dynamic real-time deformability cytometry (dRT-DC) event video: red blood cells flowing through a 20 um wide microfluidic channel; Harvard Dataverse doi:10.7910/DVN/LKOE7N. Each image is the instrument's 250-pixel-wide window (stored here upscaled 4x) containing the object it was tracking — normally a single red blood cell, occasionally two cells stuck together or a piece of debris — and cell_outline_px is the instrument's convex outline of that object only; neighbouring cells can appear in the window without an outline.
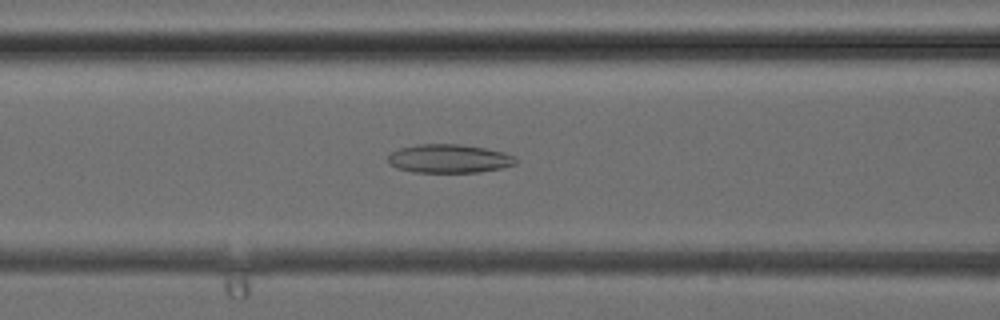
{"species": "common noctule bat (a hibernating species)", "species_latin": "Nyctalus noctula", "temperature_condition": "cold", "stored_images_in_passage": 38, "camera_frame_rate_fps": 3000, "um_per_image_px": 0.085, "animal": {"sex": "female", "body_mass_g": 24.6, "forearm_length_mm": 56.2}, "frame": {"image": 1, "passage_image": 16, "time_ms": 5.0, "image_size_px": [1000, 320], "cell_outline_px": [[516, 164], [500, 168], [480, 172], [412, 172], [396, 168], [388, 164], [388, 152], [400, 148], [416, 144], [460, 144], [484, 148], [504, 152], [516, 156]], "centroid_in_image_um": [38.13, 13.48], "position_along_channel_um": 128.5, "area_um2": 21.5}}
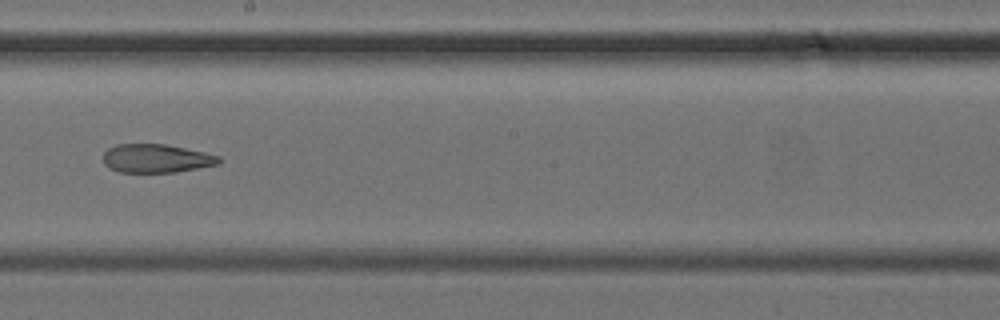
{"frame": {"image": 2, "passage_image": 22, "time_ms": 7.0, "image_size_px": [1000, 320], "cell_outline_px": [[220, 164], [176, 172], [120, 172], [108, 168], [104, 164], [104, 152], [108, 148], [116, 144], [164, 144], [204, 152], [220, 156]], "centroid_in_image_um": [13.27, 13.47], "position_along_channel_um": 234.9, "area_um2": 19.25}}
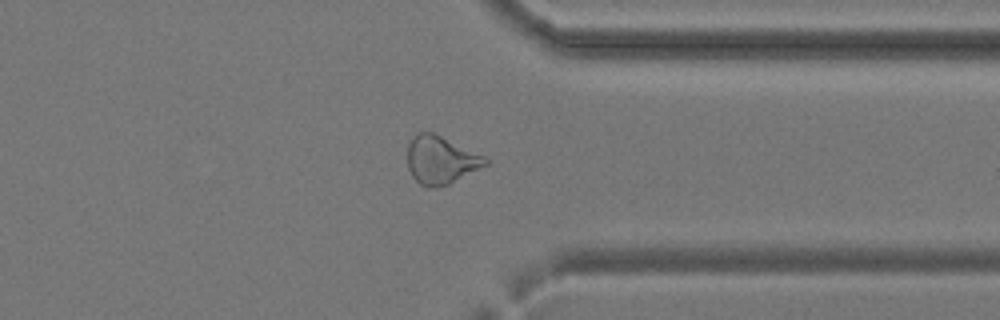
{"frame": {"image": 3, "passage_image": 30, "time_ms": 9.667, "image_size_px": [1000, 320], "cell_outline_px": [[488, 164], [448, 184], [436, 188], [420, 184], [412, 176], [408, 168], [408, 144], [412, 136], [420, 132], [432, 132], [484, 156], [488, 160]], "centroid_in_image_um": [37.44, 13.6], "position_along_channel_um": 374.0, "area_um2": 21.39}}